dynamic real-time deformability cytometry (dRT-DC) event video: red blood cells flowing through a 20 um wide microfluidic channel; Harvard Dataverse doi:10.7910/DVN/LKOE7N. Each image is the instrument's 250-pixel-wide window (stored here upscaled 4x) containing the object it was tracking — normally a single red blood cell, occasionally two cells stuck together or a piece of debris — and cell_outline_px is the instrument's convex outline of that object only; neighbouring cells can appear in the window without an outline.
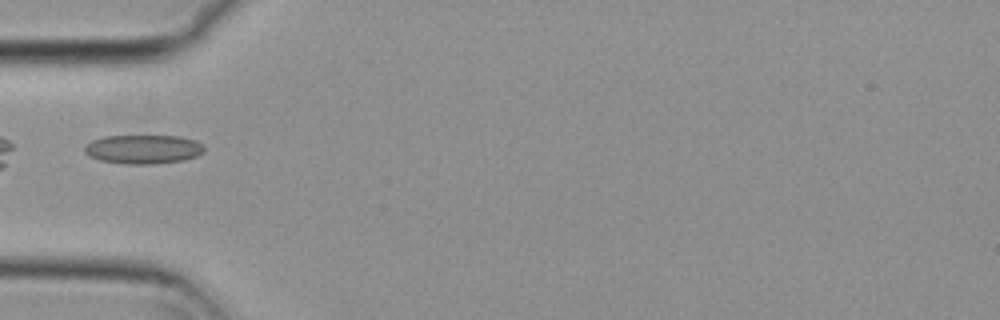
{"species": "common noctule bat (a hibernating species)", "species_latin": "Nyctalus noctula", "temperature_condition": "cold", "stored_images_in_passage": 36, "camera_frame_rate_fps": 3000, "um_per_image_px": 0.085, "animal": {"sex": "female", "body_mass_g": 29.2, "forearm_length_mm": 56.3}, "frame": {"image": 1, "passage_image": 1, "time_ms": 0.0, "image_size_px": [1000, 320], "cell_outline_px": [[204, 152], [196, 156], [184, 160], [152, 164], [124, 164], [100, 160], [88, 156], [84, 152], [84, 144], [92, 140], [104, 136], [180, 136], [196, 140], [204, 148]], "centroid_in_image_um": [12.14, 12.68], "position_along_channel_um": 72.9, "area_um2": 20.35}}